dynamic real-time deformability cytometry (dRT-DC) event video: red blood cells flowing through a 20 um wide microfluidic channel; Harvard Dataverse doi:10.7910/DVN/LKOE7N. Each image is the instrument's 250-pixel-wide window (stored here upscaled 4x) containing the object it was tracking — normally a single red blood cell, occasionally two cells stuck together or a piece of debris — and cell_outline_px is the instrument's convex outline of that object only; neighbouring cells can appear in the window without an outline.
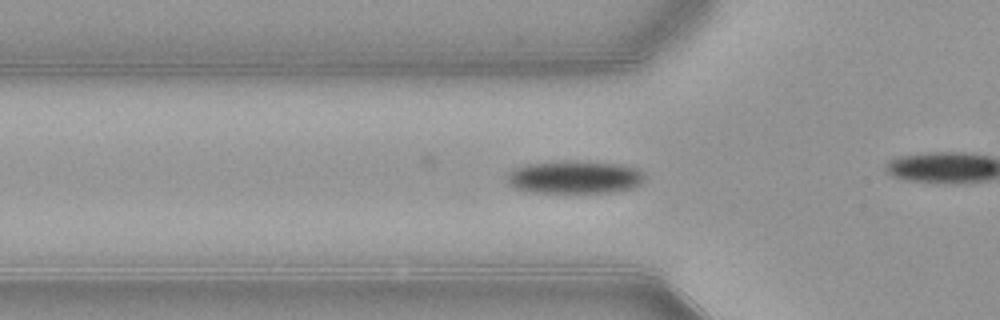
{"species": "common noctule bat (a hibernating species)", "species_latin": "Nyctalus noctula", "temperature_condition": "warm", "stored_images_in_passage": 33, "camera_frame_rate_fps": 3000, "um_per_image_px": 0.085, "animal": {"sex": "female", "body_mass_g": 21.9}, "frame": {"image": 1, "passage_image": 9, "time_ms": 2.667, "image_size_px": [1000, 320], "cell_outline_px": [[644, 176], [640, 184], [636, 188], [612, 192], [532, 192], [516, 188], [508, 184], [508, 172], [516, 168], [528, 164], [564, 160], [572, 160], [620, 164], [636, 168]], "centroid_in_image_um": [48.85, 15.05], "position_along_channel_um": 76.9, "area_um2": 26.3}}
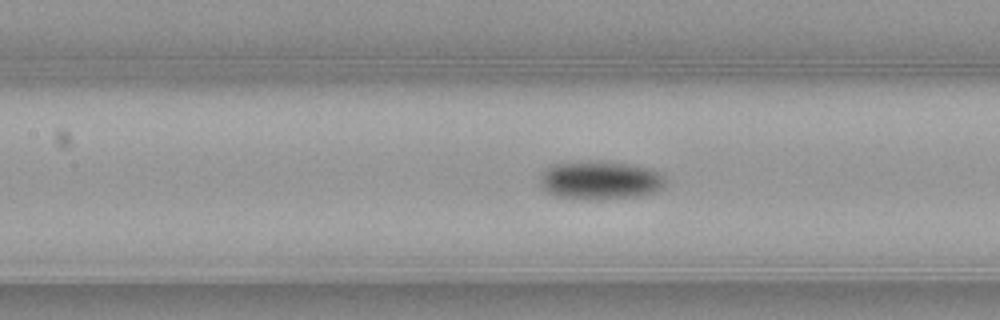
{"frame": {"image": 2, "passage_image": 15, "time_ms": 4.667, "image_size_px": [1000, 320], "cell_outline_px": [[664, 188], [656, 192], [636, 196], [588, 200], [560, 196], [548, 192], [540, 184], [540, 180], [544, 172], [552, 164], [588, 160], [600, 160], [632, 164], [652, 168], [660, 172], [664, 176]], "centroid_in_image_um": [51.07, 15.29], "position_along_channel_um": 156.3, "area_um2": 28.32}}
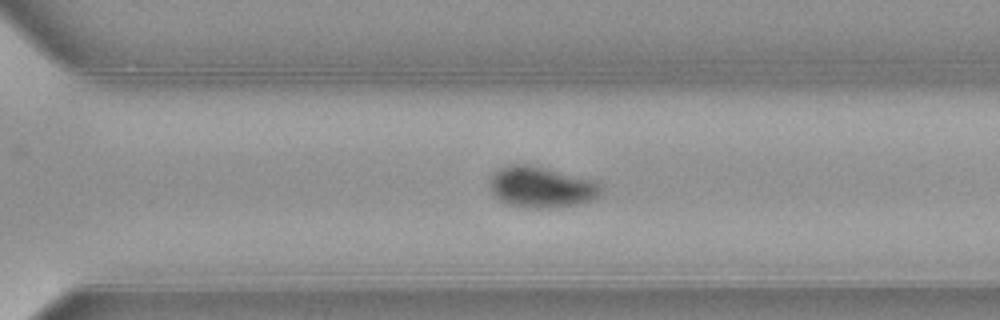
{"frame": {"image": 3, "passage_image": 28, "time_ms": 9.0, "image_size_px": [1000, 320], "cell_outline_px": [[604, 188], [592, 200], [580, 204], [552, 208], [532, 208], [508, 204], [500, 200], [492, 192], [488, 184], [488, 180], [500, 168], [508, 164], [532, 164], [596, 180]], "centroid_in_image_um": [46.03, 15.89], "position_along_channel_um": 324.6, "area_um2": 26.93}}